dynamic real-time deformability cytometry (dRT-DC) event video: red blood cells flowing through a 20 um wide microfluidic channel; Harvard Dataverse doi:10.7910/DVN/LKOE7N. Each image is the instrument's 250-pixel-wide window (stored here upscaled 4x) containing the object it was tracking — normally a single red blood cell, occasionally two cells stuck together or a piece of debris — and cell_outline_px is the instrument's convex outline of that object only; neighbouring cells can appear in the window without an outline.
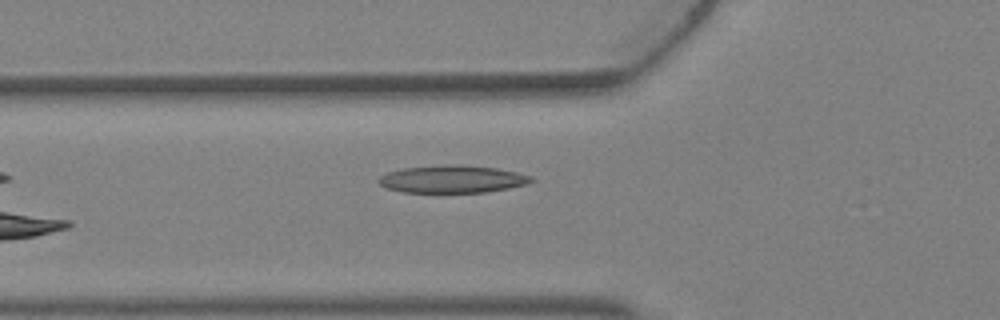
{"species": "Egyptian fruit bat (a non-hibernating species)", "species_latin": "Rousettus aegyptiacus", "temperature_condition": "warm", "stored_images_in_passage": 4, "camera_frame_rate_fps": 3000, "um_per_image_px": 0.085, "animal": {"sex": "female"}, "frame": {"image": 1, "passage_image": 4, "time_ms": 1.0, "image_size_px": [1000, 320], "cell_outline_px": [[536, 180], [524, 184], [508, 188], [484, 192], [404, 192], [384, 188], [376, 180], [380, 176], [388, 172], [404, 168], [444, 164], [448, 164], [496, 168], [516, 172], [532, 176]], "centroid_in_image_um": [38.41, 15.22], "position_along_channel_um": 87.4, "area_um2": 24.33}}